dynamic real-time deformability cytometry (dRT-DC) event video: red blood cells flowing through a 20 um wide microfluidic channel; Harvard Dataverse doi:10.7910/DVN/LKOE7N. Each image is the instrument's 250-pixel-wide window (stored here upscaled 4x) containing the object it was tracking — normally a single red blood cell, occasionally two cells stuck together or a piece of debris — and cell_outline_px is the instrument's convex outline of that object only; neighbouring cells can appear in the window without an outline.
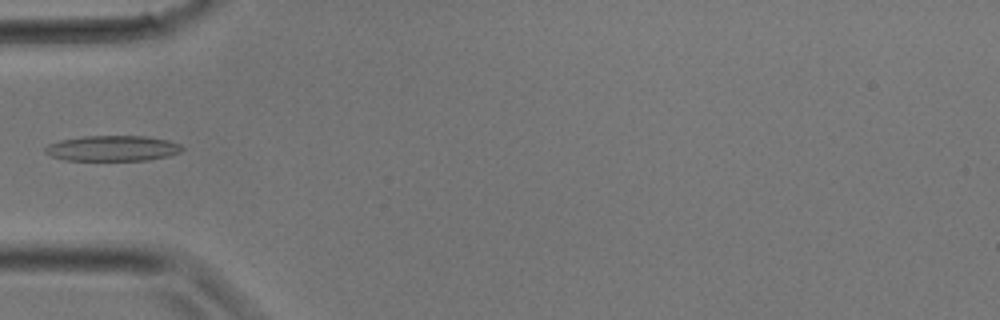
{"species": "common noctule bat (a hibernating species)", "species_latin": "Nyctalus noctula", "temperature_condition": "room temperature", "stored_images_in_passage": 6, "camera_frame_rate_fps": 3000, "um_per_image_px": 0.085, "animal": {"sex": "male", "body_mass_g": 17.9}, "frame": {"image": 1, "passage_image": 5, "time_ms": 1.333, "image_size_px": [1000, 320], "cell_outline_px": [[184, 148], [180, 152], [168, 156], [148, 160], [64, 160], [52, 156], [44, 152], [44, 148], [48, 144], [60, 140], [80, 136], [148, 136], [168, 140], [180, 144]], "centroid_in_image_um": [9.56, 12.6], "position_along_channel_um": 75.4, "area_um2": 20.46}}